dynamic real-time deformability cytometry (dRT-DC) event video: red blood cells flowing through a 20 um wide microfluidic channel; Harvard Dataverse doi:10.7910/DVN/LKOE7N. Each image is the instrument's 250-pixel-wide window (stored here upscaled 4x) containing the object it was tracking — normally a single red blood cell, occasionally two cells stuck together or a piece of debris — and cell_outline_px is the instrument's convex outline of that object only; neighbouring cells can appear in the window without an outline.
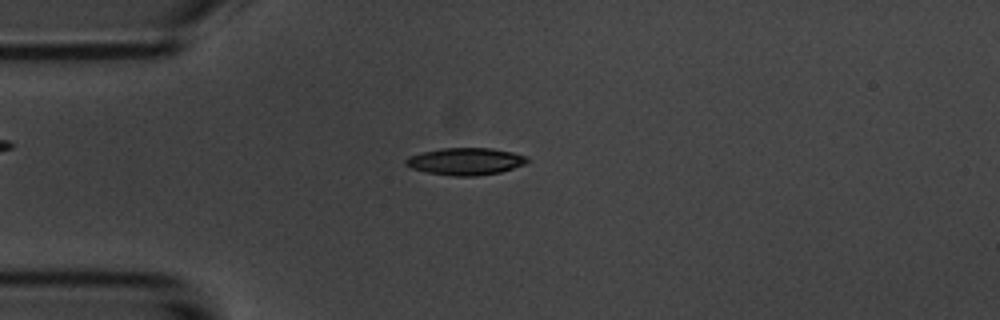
{"species": "common noctule bat (a hibernating species)", "species_latin": "Nyctalus noctula", "temperature_condition": "room temperature", "stored_images_in_passage": 6, "camera_frame_rate_fps": 3000, "um_per_image_px": 0.085, "animal": {"sex": "male", "body_mass_g": 20.1, "forearm_length_mm": 53.5}, "frame": {"image": 1, "passage_image": 3, "time_ms": 2.333, "image_size_px": [1000, 320], "cell_outline_px": [[528, 160], [524, 164], [500, 172], [476, 176], [452, 176], [428, 172], [412, 168], [404, 164], [404, 160], [408, 156], [440, 148], [492, 148], [512, 152], [528, 156]], "centroid_in_image_um": [39.56, 13.71], "position_along_channel_um": 45.4, "area_um2": 19.13}}
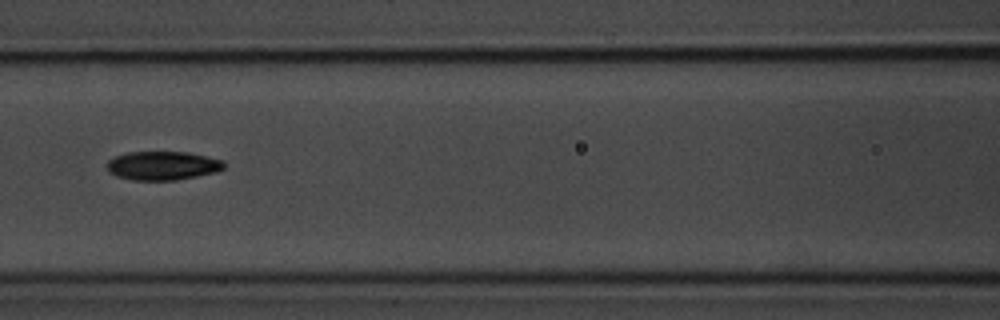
{"frame": {"image": 2, "passage_image": 6, "time_ms": 5.667, "image_size_px": [1000, 320], "cell_outline_px": [[224, 168], [216, 172], [176, 180], [132, 180], [116, 176], [108, 172], [104, 164], [108, 160], [116, 156], [128, 152], [188, 152], [224, 160]], "centroid_in_image_um": [13.78, 14.08], "position_along_channel_um": 152.8, "area_um2": 19.77}}